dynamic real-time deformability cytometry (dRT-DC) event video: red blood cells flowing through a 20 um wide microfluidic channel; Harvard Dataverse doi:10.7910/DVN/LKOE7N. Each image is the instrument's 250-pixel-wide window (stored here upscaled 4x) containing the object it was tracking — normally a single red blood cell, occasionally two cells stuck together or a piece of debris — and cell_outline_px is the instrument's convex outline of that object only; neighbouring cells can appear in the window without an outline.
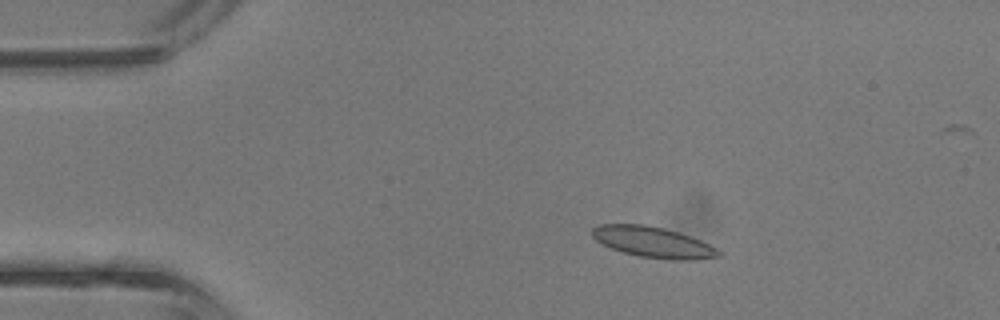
{"species": "common noctule bat (a hibernating species)", "species_latin": "Nyctalus noctula", "temperature_condition": "room temperature", "stored_images_in_passage": 43, "camera_frame_rate_fps": 3000, "um_per_image_px": 0.085, "animal": {"sex": "male", "body_mass_g": 13.3}, "frame": {"image": 1, "passage_image": 7, "time_ms": 2.0, "image_size_px": [1000, 320], "cell_outline_px": [[724, 256], [696, 260], [672, 260], [640, 256], [624, 252], [600, 244], [592, 236], [592, 228], [600, 224], [644, 224], [664, 228], [700, 240], [724, 252]], "centroid_in_image_um": [55.54, 20.59], "position_along_channel_um": 29.5, "area_um2": 22.72}}
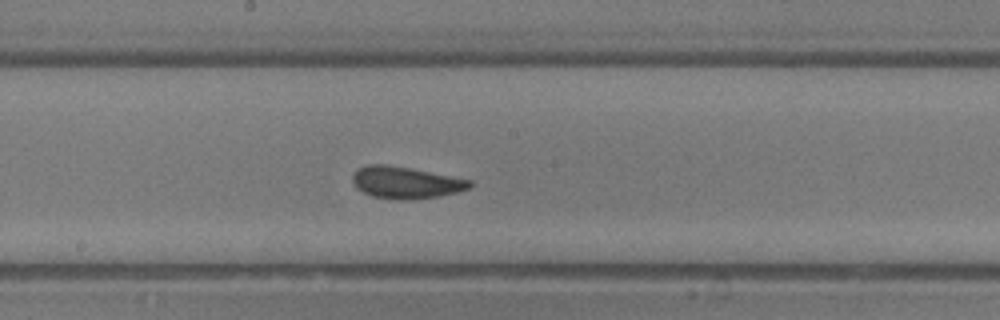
{"frame": {"image": 2, "passage_image": 22, "time_ms": 7.0, "image_size_px": [1000, 320], "cell_outline_px": [[472, 188], [440, 196], [408, 200], [396, 200], [372, 196], [356, 188], [352, 180], [352, 176], [356, 168], [368, 164], [384, 164], [408, 168], [472, 180]], "centroid_in_image_um": [34.46, 15.52], "position_along_channel_um": 213.7, "area_um2": 21.79}}
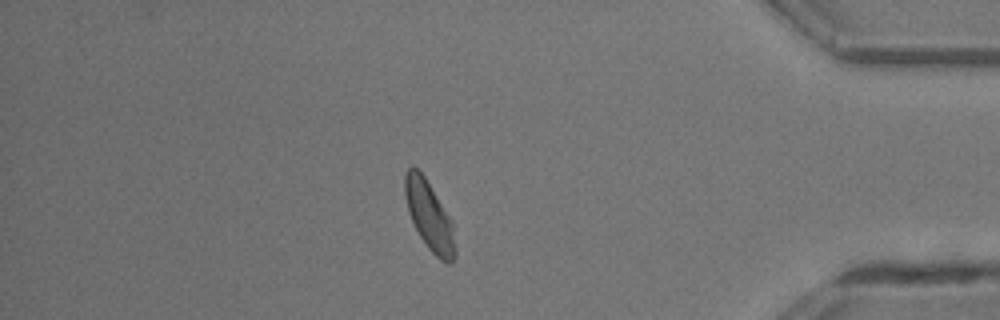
{"frame": {"image": 3, "passage_image": 36, "time_ms": 11.667, "image_size_px": [1000, 320], "cell_outline_px": [[456, 256], [452, 264], [444, 264], [428, 248], [420, 236], [408, 212], [404, 192], [404, 176], [408, 168], [412, 164], [424, 176], [452, 220], [456, 252]], "centroid_in_image_um": [36.5, 18.38], "position_along_channel_um": 398.7, "area_um2": 20.23}, "authors_computed_cell_mechanics": {"area_um2": 21.2704, "velocity_mm_per_s": 4.8006, "shape_relaxation_time_tau1_ms": 3.3134, "shape_relaxation_time_tau2_ms": 0.8312, "deformation_change_tau1": 0.1039, "deformation_change_tau2": 0.05}}